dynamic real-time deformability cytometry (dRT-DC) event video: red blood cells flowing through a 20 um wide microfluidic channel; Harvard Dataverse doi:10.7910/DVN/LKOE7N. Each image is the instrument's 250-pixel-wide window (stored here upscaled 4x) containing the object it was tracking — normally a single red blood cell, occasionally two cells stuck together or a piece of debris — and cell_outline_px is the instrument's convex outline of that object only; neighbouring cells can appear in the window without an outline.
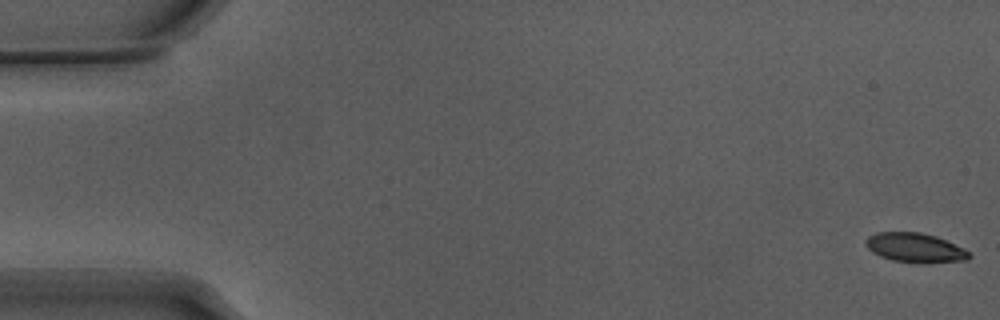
{"species": "Egyptian fruit bat (a non-hibernating species)", "species_latin": "Rousettus aegyptiacus", "temperature_condition": "warm", "stored_images_in_passage": 55, "camera_frame_rate_fps": 3000, "um_per_image_px": 0.085, "animal": {"sex": "male"}, "frame": {"image": 1, "passage_image": 1, "time_ms": 0.0, "image_size_px": [1000, 320], "cell_outline_px": [[972, 256], [968, 260], [924, 264], [920, 264], [892, 260], [880, 256], [872, 252], [864, 244], [864, 240], [868, 236], [876, 232], [920, 232], [936, 236], [964, 248], [972, 252]], "centroid_in_image_um": [77.81, 21.07], "position_along_channel_um": 7.2, "area_um2": 18.15}}
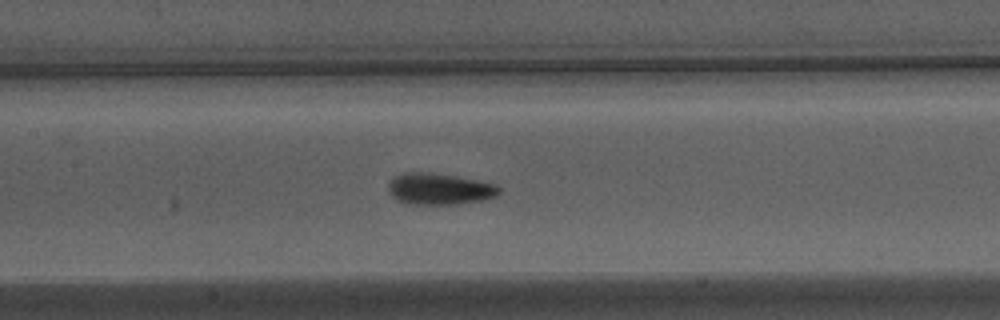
{"frame": {"image": 2, "passage_image": 26, "time_ms": 8.333, "image_size_px": [1000, 320], "cell_outline_px": [[500, 192], [496, 196], [484, 200], [456, 204], [404, 204], [396, 200], [388, 192], [388, 184], [396, 176], [404, 172], [428, 172], [476, 180], [496, 184], [500, 188]], "centroid_in_image_um": [37.33, 16.07], "position_along_channel_um": 170.1, "area_um2": 20.29}}
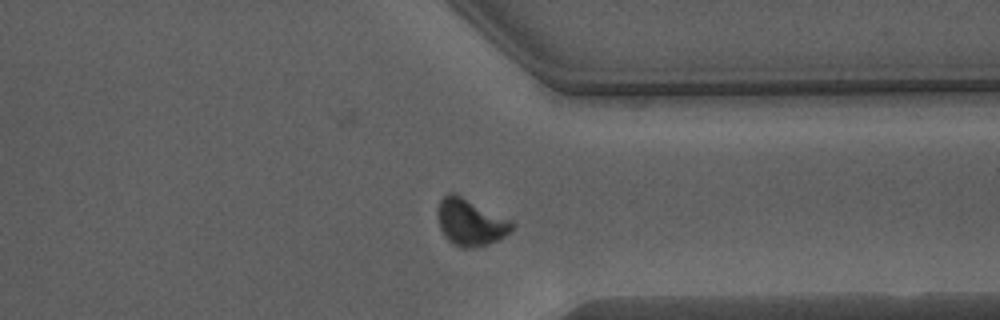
{"frame": {"image": 3, "passage_image": 42, "time_ms": 13.667, "image_size_px": [1000, 320], "cell_outline_px": [[516, 224], [504, 236], [488, 244], [472, 248], [460, 248], [452, 244], [444, 236], [440, 228], [436, 216], [436, 212], [440, 200], [448, 192], [456, 192]], "centroid_in_image_um": [39.91, 18.88], "position_along_channel_um": 371.5, "area_um2": 20.29}, "authors_computed_cell_mechanics": {"area_um2": 19.1318, "velocity_mm_per_s": 3.8188, "shape_relaxation_time_tau1_ms": 3.7154, "shape_relaxation_time_tau2_ms": 2.1522, "deformation_change_tau1": 0.1179, "deformation_change_tau2": 0.0648}}